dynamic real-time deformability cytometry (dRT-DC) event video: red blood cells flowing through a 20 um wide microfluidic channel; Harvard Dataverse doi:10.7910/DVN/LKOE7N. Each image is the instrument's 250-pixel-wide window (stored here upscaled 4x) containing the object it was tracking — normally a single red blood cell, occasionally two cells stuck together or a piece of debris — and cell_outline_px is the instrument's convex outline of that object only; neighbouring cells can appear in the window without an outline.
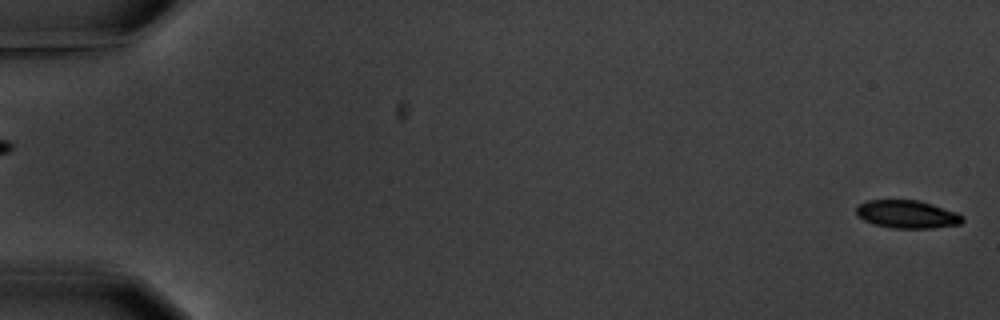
{"species": "common noctule bat (a hibernating species)", "species_latin": "Nyctalus noctula", "temperature_condition": "warm", "stored_images_in_passage": 3, "camera_frame_rate_fps": 3000, "um_per_image_px": 0.085, "animal": {"sex": "male", "body_mass_g": 20.1, "forearm_length_mm": 53.5}, "frame": {"image": 1, "passage_image": 3, "time_ms": 2.333, "image_size_px": [1000, 320], "cell_outline_px": [[964, 220], [960, 224], [932, 228], [892, 228], [876, 224], [864, 220], [856, 216], [856, 208], [860, 204], [868, 200], [920, 200], [956, 212], [964, 216]], "centroid_in_image_um": [77.11, 18.21], "position_along_channel_um": 7.9, "area_um2": 17.28}}